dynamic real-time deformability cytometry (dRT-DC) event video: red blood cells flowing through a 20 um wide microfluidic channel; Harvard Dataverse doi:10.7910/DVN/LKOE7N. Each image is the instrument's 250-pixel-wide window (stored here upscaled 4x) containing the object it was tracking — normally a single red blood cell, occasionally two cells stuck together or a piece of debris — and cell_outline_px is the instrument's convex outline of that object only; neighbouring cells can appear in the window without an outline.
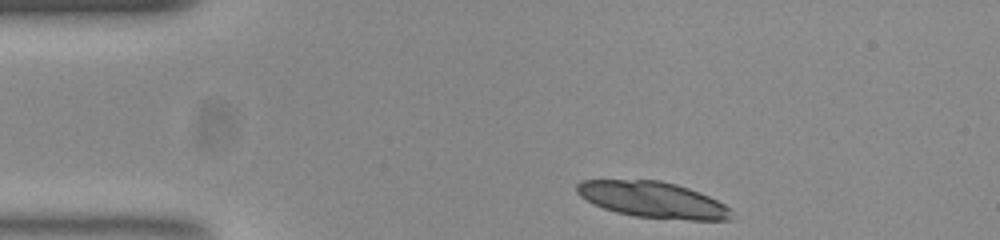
{"species": "common noctule bat (a hibernating species)", "species_latin": "Nyctalus noctula", "temperature_condition": "room temperature", "stored_images_in_passage": 44, "camera_frame_rate_fps": 3000, "um_per_image_px": 0.085, "animal": {"sex": "female", "body_mass_g": 23.0, "forearm_length_mm": 53.4}, "frame": {"image": 1, "passage_image": 1, "time_ms": 0.0, "image_size_px": [1000, 240], "cell_outline_px": [[728, 220], [688, 220], [632, 216], [616, 212], [604, 208], [580, 196], [576, 192], [576, 184], [580, 180], [660, 180], [676, 184], [700, 192], [724, 204], [728, 208]], "centroid_in_image_um": [55.43, 16.97], "position_along_channel_um": 29.6, "area_um2": 32.14}, "authors_computed_cell_mechanics": {"area_um2": 19.8254, "velocity_mm_per_s": 3.8392, "shape_relaxation_time_tau1_ms": 3.9319, "shape_relaxation_time_tau2_ms": null, "deformation_change_tau1": 0.0798, "deformation_change_tau2": null}}